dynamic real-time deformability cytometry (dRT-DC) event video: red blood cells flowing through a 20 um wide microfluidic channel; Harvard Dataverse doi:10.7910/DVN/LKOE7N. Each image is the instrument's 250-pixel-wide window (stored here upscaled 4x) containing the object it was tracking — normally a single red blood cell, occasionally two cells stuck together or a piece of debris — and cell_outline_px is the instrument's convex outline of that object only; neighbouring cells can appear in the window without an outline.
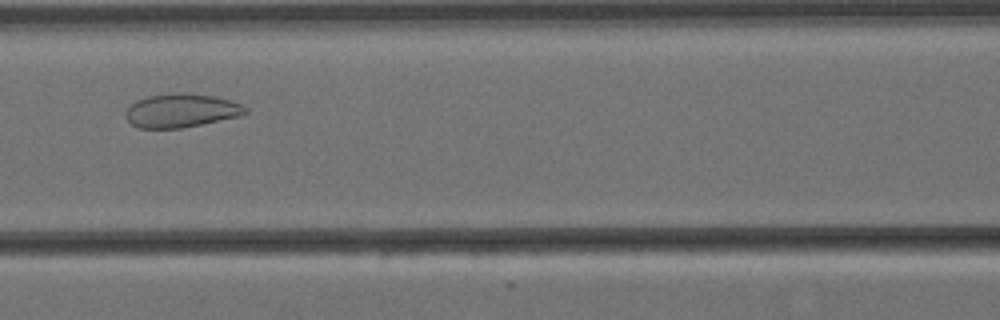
{"species": "Egyptian fruit bat (a non-hibernating species)", "species_latin": "Rousettus aegyptiacus", "temperature_condition": "cold", "stored_images_in_passage": 7, "camera_frame_rate_fps": 3000, "um_per_image_px": 0.085, "animal": {"sex": "female"}, "frame": {"image": 1, "passage_image": 3, "time_ms": 0.667, "image_size_px": [1000, 320], "cell_outline_px": [[248, 112], [240, 116], [180, 128], [140, 128], [132, 124], [124, 116], [124, 112], [136, 100], [148, 96], [212, 96], [228, 100], [240, 104], [248, 108]], "centroid_in_image_um": [15.38, 9.45], "position_along_channel_um": 151.2, "area_um2": 22.31}}
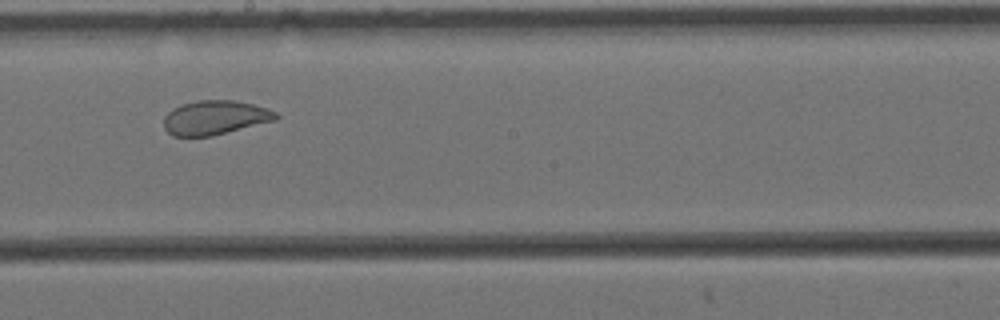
{"frame": {"image": 2, "passage_image": 5, "time_ms": 1.333, "image_size_px": [1000, 320], "cell_outline_px": [[280, 116], [276, 120], [212, 136], [172, 136], [164, 128], [164, 116], [172, 108], [184, 104], [200, 100], [232, 100], [252, 104], [268, 108], [276, 112]], "centroid_in_image_um": [18.28, 10.0], "position_along_channel_um": 229.9, "area_um2": 22.31}}
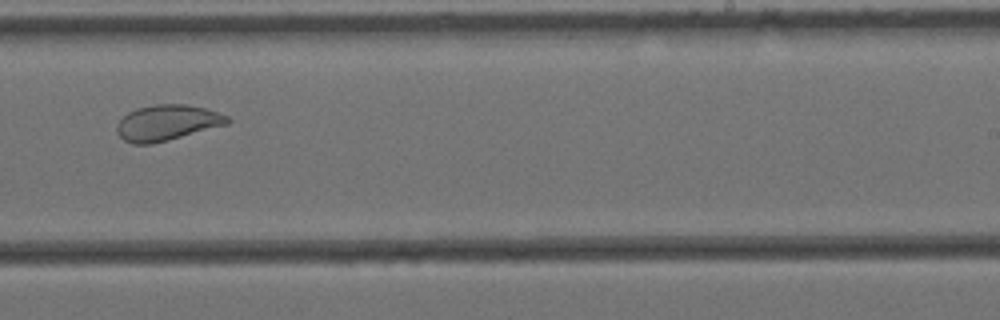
{"frame": {"image": 3, "passage_image": 6, "time_ms": 1.667, "image_size_px": [1000, 320], "cell_outline_px": [[232, 120], [228, 124], [168, 140], [152, 144], [132, 144], [124, 140], [116, 132], [116, 124], [128, 112], [136, 108], [156, 104], [184, 104], [204, 108], [228, 116]], "centroid_in_image_um": [14.18, 10.43], "position_along_channel_um": 274.8, "area_um2": 22.95}}